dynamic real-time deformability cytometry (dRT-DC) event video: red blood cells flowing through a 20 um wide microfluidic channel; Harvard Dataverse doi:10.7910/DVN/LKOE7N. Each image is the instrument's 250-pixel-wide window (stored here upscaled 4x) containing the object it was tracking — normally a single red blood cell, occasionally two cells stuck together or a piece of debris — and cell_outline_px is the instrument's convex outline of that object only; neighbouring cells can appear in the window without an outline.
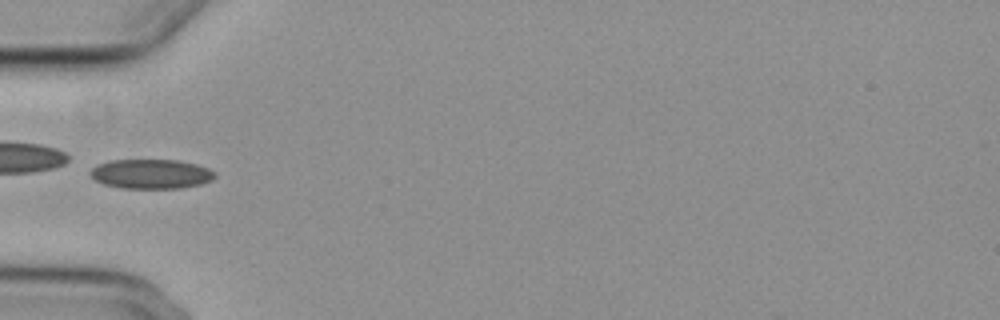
{"species": "common noctule bat (a hibernating species)", "species_latin": "Nyctalus noctula", "temperature_condition": "cold", "stored_images_in_passage": 7, "camera_frame_rate_fps": 3000, "um_per_image_px": 0.085, "animal": {"sex": "female", "body_mass_g": 29.2, "forearm_length_mm": 56.3}, "frame": {"image": 1, "passage_image": 4, "time_ms": 3.667, "image_size_px": [1000, 320], "cell_outline_px": [[216, 176], [212, 180], [200, 184], [180, 188], [120, 188], [104, 184], [96, 180], [88, 172], [96, 164], [112, 160], [176, 160], [196, 164], [208, 168], [216, 172]], "centroid_in_image_um": [12.84, 14.78], "position_along_channel_um": 72.2, "area_um2": 21.44}}
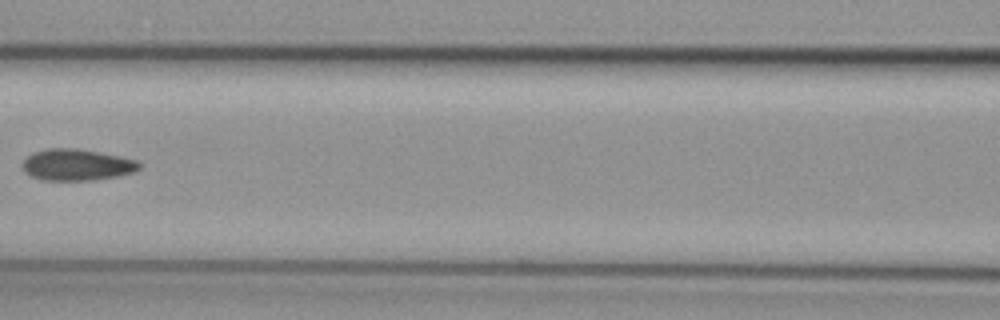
{"frame": {"image": 2, "passage_image": 6, "time_ms": 6.0, "image_size_px": [1000, 320], "cell_outline_px": [[144, 164], [136, 172], [116, 176], [92, 180], [44, 180], [32, 176], [24, 172], [24, 160], [28, 156], [36, 152], [48, 148], [76, 148], [100, 152], [140, 160]], "centroid_in_image_um": [6.62, 14.0], "position_along_channel_um": 160.0, "area_um2": 21.44}}
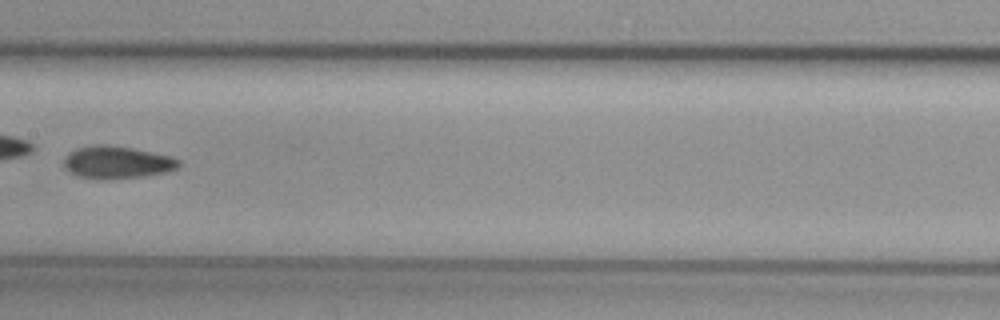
{"frame": {"image": 3, "passage_image": 7, "time_ms": 7.0, "image_size_px": [1000, 320], "cell_outline_px": [[180, 164], [176, 168], [164, 172], [144, 176], [104, 180], [80, 176], [68, 172], [64, 168], [64, 156], [68, 152], [76, 148], [96, 144], [104, 144], [132, 148], [172, 156], [180, 160]], "centroid_in_image_um": [9.9, 13.79], "position_along_channel_um": 197.5, "area_um2": 21.85}}